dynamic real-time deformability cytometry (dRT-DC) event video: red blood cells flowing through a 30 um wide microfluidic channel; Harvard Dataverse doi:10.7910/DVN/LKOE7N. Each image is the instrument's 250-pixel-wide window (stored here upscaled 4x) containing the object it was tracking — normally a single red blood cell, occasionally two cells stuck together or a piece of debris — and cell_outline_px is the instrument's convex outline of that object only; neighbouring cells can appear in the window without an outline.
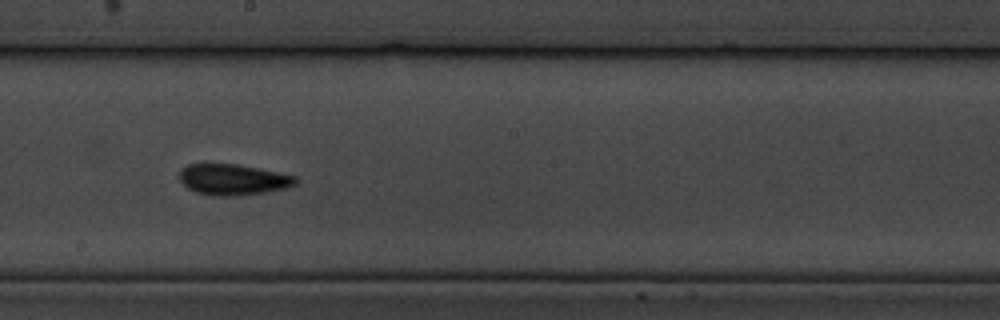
{"species": "common noctule bat (a hibernating species)", "species_latin": "Nyctalus noctula", "temperature_condition": "cold", "stored_images_in_passage": 24, "camera_frame_rate_fps": 3000, "um_per_image_px": 0.085, "animal": {"sex": "male", "body_mass_g": 19.5, "forearm_length_mm": 54.6}, "frame": {"image": 1, "passage_image": 17, "time_ms": 5.333, "image_size_px": [1000, 320], "cell_outline_px": [[296, 184], [288, 188], [264, 192], [236, 196], [216, 196], [196, 192], [188, 188], [180, 180], [180, 168], [188, 164], [236, 164], [296, 176]], "centroid_in_image_um": [19.79, 15.27], "position_along_channel_um": 228.4, "area_um2": 20.75}}